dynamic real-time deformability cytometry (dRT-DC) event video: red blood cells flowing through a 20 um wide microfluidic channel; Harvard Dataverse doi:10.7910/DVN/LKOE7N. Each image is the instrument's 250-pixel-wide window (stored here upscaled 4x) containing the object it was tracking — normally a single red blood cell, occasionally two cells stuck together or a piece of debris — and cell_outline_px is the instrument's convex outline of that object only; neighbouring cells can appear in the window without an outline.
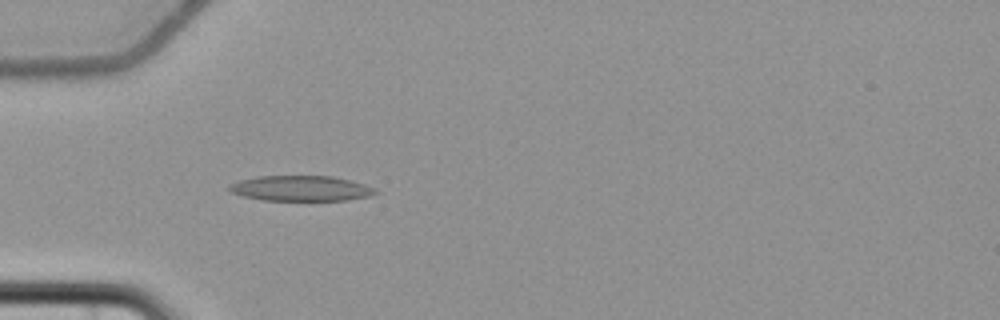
{"species": "common noctule bat (a hibernating species)", "species_latin": "Nyctalus noctula", "temperature_condition": "cold", "stored_images_in_passage": 1, "camera_frame_rate_fps": 3000, "um_per_image_px": 0.085, "animal": {"sex": "female", "body_mass_g": 22.7, "forearm_length_mm": 54.2}, "frame": {"image": 1, "passage_image": 1, "time_ms": 0.0, "image_size_px": [1000, 320], "cell_outline_px": [[380, 192], [368, 196], [344, 200], [264, 200], [244, 196], [232, 192], [228, 188], [228, 184], [240, 180], [256, 176], [332, 176], [364, 184], [376, 188]], "centroid_in_image_um": [25.57, 16.0], "position_along_channel_um": 59.4, "area_um2": 21.44}}